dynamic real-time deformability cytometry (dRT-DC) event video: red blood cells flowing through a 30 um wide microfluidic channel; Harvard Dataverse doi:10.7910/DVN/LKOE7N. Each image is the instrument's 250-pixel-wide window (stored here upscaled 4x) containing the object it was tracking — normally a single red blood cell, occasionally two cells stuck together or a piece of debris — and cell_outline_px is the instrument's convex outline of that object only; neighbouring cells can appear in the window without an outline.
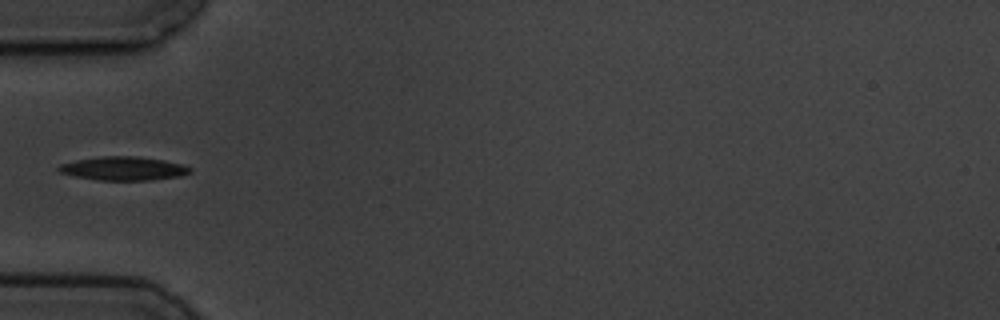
{"species": "common noctule bat (a hibernating species)", "species_latin": "Nyctalus noctula", "temperature_condition": "cold", "stored_images_in_passage": 5, "camera_frame_rate_fps": 3000, "um_per_image_px": 0.085, "animal": {"sex": "male", "body_mass_g": 19.5, "forearm_length_mm": 54.6}, "frame": {"image": 1, "passage_image": 3, "time_ms": 2.333, "image_size_px": [1000, 320], "cell_outline_px": [[192, 172], [180, 176], [148, 180], [96, 180], [76, 176], [60, 172], [56, 168], [60, 164], [76, 160], [100, 156], [136, 156], [164, 160], [184, 164], [192, 168]], "centroid_in_image_um": [10.52, 14.31], "position_along_channel_um": 74.5, "area_um2": 18.15}}
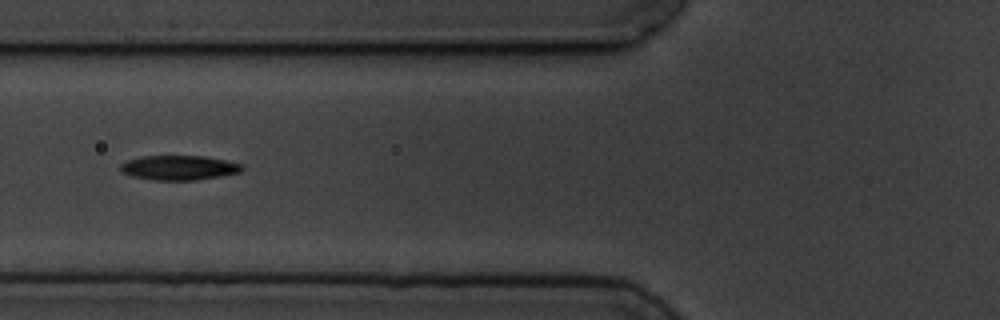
{"frame": {"image": 2, "passage_image": 4, "time_ms": 3.333, "image_size_px": [1000, 320], "cell_outline_px": [[244, 168], [240, 172], [220, 176], [196, 180], [152, 180], [132, 176], [120, 172], [120, 164], [128, 160], [144, 156], [204, 156], [244, 164]], "centroid_in_image_um": [15.21, 14.26], "position_along_channel_um": 110.6, "area_um2": 17.46}}
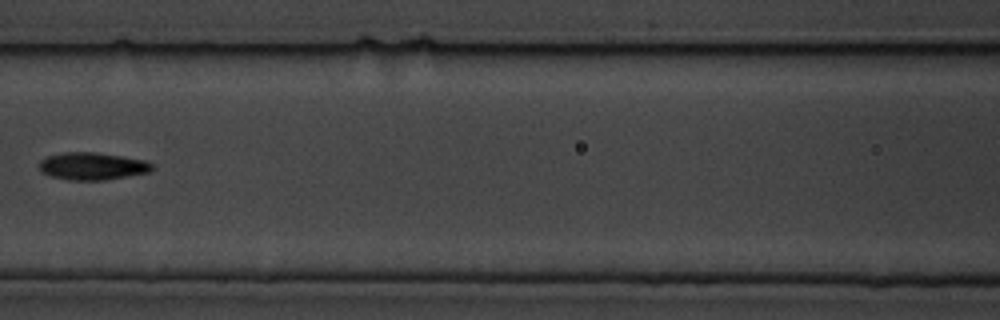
{"frame": {"image": 3, "passage_image": 5, "time_ms": 4.667, "image_size_px": [1000, 320], "cell_outline_px": [[156, 168], [152, 172], [104, 180], [68, 180], [52, 176], [40, 172], [40, 160], [48, 156], [64, 152], [92, 152], [120, 156], [144, 160], [152, 164]], "centroid_in_image_um": [7.87, 14.13], "position_along_channel_um": 158.7, "area_um2": 18.03}}